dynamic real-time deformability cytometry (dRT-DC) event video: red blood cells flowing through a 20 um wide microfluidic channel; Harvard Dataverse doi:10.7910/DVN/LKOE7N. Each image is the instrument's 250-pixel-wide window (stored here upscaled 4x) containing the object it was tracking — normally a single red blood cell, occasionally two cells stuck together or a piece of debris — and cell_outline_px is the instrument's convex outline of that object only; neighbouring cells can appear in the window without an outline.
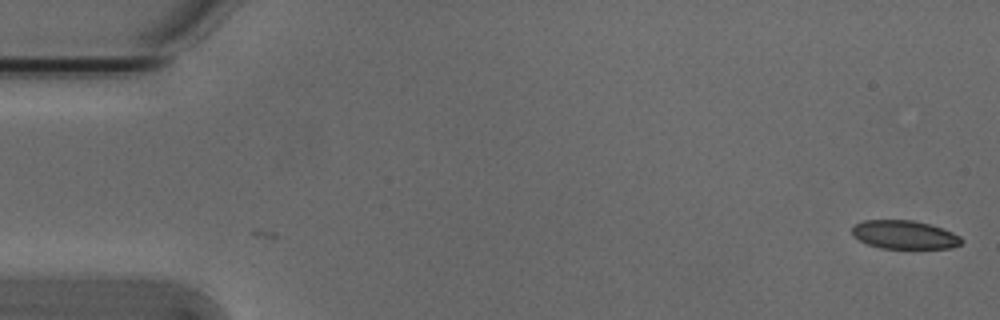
{"species": "Egyptian fruit bat (a non-hibernating species)", "species_latin": "Rousettus aegyptiacus", "temperature_condition": "cold", "stored_images_in_passage": 6, "camera_frame_rate_fps": 3000, "um_per_image_px": 0.085, "animal": {"sex": "male"}, "frame": {"image": 1, "passage_image": 1, "time_ms": 0.0, "image_size_px": [1000, 320], "cell_outline_px": [[964, 240], [960, 244], [952, 248], [880, 248], [868, 244], [852, 236], [852, 228], [856, 224], [864, 220], [912, 220], [928, 224], [952, 232], [960, 236]], "centroid_in_image_um": [76.87, 19.95], "position_along_channel_um": 8.1, "area_um2": 18.03}}